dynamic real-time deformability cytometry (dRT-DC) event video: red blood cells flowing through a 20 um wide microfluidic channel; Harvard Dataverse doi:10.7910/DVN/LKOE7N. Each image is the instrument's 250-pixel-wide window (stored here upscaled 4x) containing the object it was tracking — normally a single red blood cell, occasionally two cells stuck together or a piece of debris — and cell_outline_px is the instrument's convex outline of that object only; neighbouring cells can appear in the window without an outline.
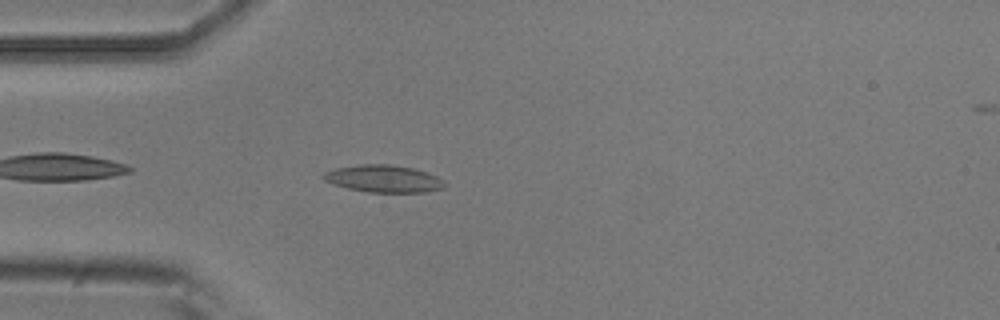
{"species": "common noctule bat (a hibernating species)", "species_latin": "Nyctalus noctula", "temperature_condition": "room temperature", "stored_images_in_passage": 5, "camera_frame_rate_fps": 3000, "um_per_image_px": 0.085, "animal": {"sex": "male", "body_mass_g": 20.5, "forearm_length_mm": 52.5}, "frame": {"image": 1, "passage_image": 4, "time_ms": 3.667, "image_size_px": [1000, 320], "cell_outline_px": [[444, 188], [424, 192], [368, 192], [348, 188], [332, 184], [324, 180], [320, 176], [324, 172], [336, 168], [360, 164], [392, 164], [412, 168], [428, 172], [444, 180]], "centroid_in_image_um": [32.58, 15.18], "position_along_channel_um": 52.4, "area_um2": 19.31}}